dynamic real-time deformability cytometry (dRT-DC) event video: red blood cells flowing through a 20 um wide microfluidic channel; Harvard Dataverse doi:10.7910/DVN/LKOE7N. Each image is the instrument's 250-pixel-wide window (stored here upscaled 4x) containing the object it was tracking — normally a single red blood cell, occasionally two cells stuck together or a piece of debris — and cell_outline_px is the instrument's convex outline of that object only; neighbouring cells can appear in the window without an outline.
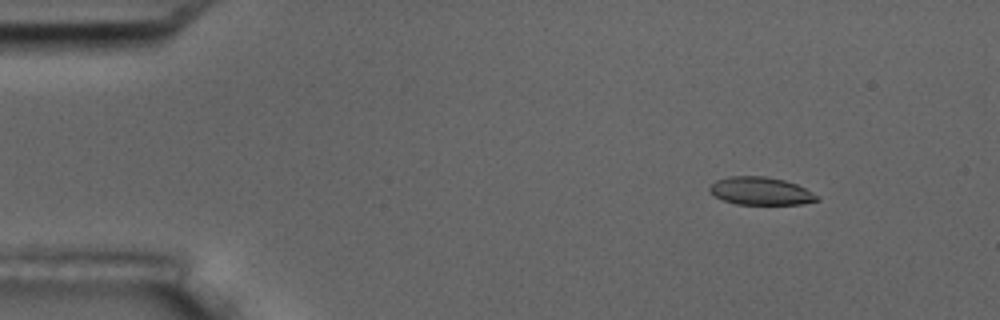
{"species": "common noctule bat (a hibernating species)", "species_latin": "Nyctalus noctula", "temperature_condition": "room temperature", "stored_images_in_passage": 6, "camera_frame_rate_fps": 3000, "um_per_image_px": 0.085, "animal": {"sex": "male", "body_mass_g": 17.5, "forearm_length_mm": 52.3}, "frame": {"image": 1, "passage_image": 2, "time_ms": 1.0, "image_size_px": [1000, 320], "cell_outline_px": [[820, 200], [804, 204], [736, 204], [724, 200], [716, 196], [708, 188], [716, 180], [728, 176], [764, 176], [784, 180], [796, 184], [820, 196]], "centroid_in_image_um": [64.69, 16.24], "position_along_channel_um": 20.3, "area_um2": 17.34}}
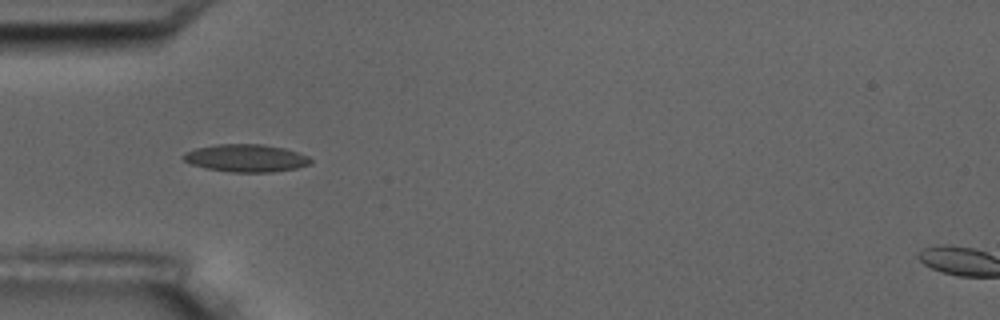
{"frame": {"image": 2, "passage_image": 5, "time_ms": 4.667, "image_size_px": [1000, 320], "cell_outline_px": [[312, 164], [296, 168], [272, 172], [232, 172], [204, 168], [192, 164], [184, 160], [180, 156], [184, 152], [196, 148], [216, 144], [260, 144], [284, 148], [308, 156], [312, 160]], "centroid_in_image_um": [20.89, 13.44], "position_along_channel_um": 64.1, "area_um2": 20.52}}